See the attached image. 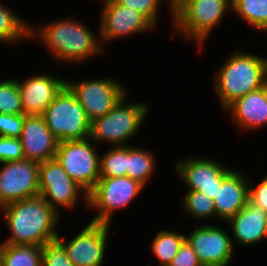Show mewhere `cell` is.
Listing matches in <instances>:
<instances>
[{
    "label": "cell",
    "mask_w": 267,
    "mask_h": 266,
    "mask_svg": "<svg viewBox=\"0 0 267 266\" xmlns=\"http://www.w3.org/2000/svg\"><path fill=\"white\" fill-rule=\"evenodd\" d=\"M37 26L30 25L29 39L43 43L55 61L65 64L84 62L91 57L99 56L105 50L100 44L99 35L93 32L78 18H61Z\"/></svg>",
    "instance_id": "obj_1"
},
{
    "label": "cell",
    "mask_w": 267,
    "mask_h": 266,
    "mask_svg": "<svg viewBox=\"0 0 267 266\" xmlns=\"http://www.w3.org/2000/svg\"><path fill=\"white\" fill-rule=\"evenodd\" d=\"M3 222L11 231L5 244L38 245L59 235L60 216L40 195L19 200L0 208Z\"/></svg>",
    "instance_id": "obj_2"
},
{
    "label": "cell",
    "mask_w": 267,
    "mask_h": 266,
    "mask_svg": "<svg viewBox=\"0 0 267 266\" xmlns=\"http://www.w3.org/2000/svg\"><path fill=\"white\" fill-rule=\"evenodd\" d=\"M213 77L223 112L237 99L267 83V57L244 51L231 52Z\"/></svg>",
    "instance_id": "obj_3"
},
{
    "label": "cell",
    "mask_w": 267,
    "mask_h": 266,
    "mask_svg": "<svg viewBox=\"0 0 267 266\" xmlns=\"http://www.w3.org/2000/svg\"><path fill=\"white\" fill-rule=\"evenodd\" d=\"M230 10L231 0H173V31L203 51L204 42Z\"/></svg>",
    "instance_id": "obj_4"
},
{
    "label": "cell",
    "mask_w": 267,
    "mask_h": 266,
    "mask_svg": "<svg viewBox=\"0 0 267 266\" xmlns=\"http://www.w3.org/2000/svg\"><path fill=\"white\" fill-rule=\"evenodd\" d=\"M127 97L128 94L104 116L91 121L89 138L94 144L106 142L112 147L130 145L128 140L141 129L150 108L145 102L128 103Z\"/></svg>",
    "instance_id": "obj_5"
},
{
    "label": "cell",
    "mask_w": 267,
    "mask_h": 266,
    "mask_svg": "<svg viewBox=\"0 0 267 266\" xmlns=\"http://www.w3.org/2000/svg\"><path fill=\"white\" fill-rule=\"evenodd\" d=\"M42 116L59 142L89 138L91 121L67 85L49 104Z\"/></svg>",
    "instance_id": "obj_6"
},
{
    "label": "cell",
    "mask_w": 267,
    "mask_h": 266,
    "mask_svg": "<svg viewBox=\"0 0 267 266\" xmlns=\"http://www.w3.org/2000/svg\"><path fill=\"white\" fill-rule=\"evenodd\" d=\"M144 188L138 180L128 176L100 177L88 194V209L97 212L90 222L110 225L113 213L129 206Z\"/></svg>",
    "instance_id": "obj_7"
},
{
    "label": "cell",
    "mask_w": 267,
    "mask_h": 266,
    "mask_svg": "<svg viewBox=\"0 0 267 266\" xmlns=\"http://www.w3.org/2000/svg\"><path fill=\"white\" fill-rule=\"evenodd\" d=\"M93 141H60L55 158L63 169L87 194L96 186L100 178V154Z\"/></svg>",
    "instance_id": "obj_8"
},
{
    "label": "cell",
    "mask_w": 267,
    "mask_h": 266,
    "mask_svg": "<svg viewBox=\"0 0 267 266\" xmlns=\"http://www.w3.org/2000/svg\"><path fill=\"white\" fill-rule=\"evenodd\" d=\"M80 193H83V203L88 207L87 192L69 177L56 158L39 163V195L60 216L58 208L74 209Z\"/></svg>",
    "instance_id": "obj_9"
},
{
    "label": "cell",
    "mask_w": 267,
    "mask_h": 266,
    "mask_svg": "<svg viewBox=\"0 0 267 266\" xmlns=\"http://www.w3.org/2000/svg\"><path fill=\"white\" fill-rule=\"evenodd\" d=\"M66 85L76 95L90 121L104 116L129 94L125 86L112 77L77 82L69 79Z\"/></svg>",
    "instance_id": "obj_10"
},
{
    "label": "cell",
    "mask_w": 267,
    "mask_h": 266,
    "mask_svg": "<svg viewBox=\"0 0 267 266\" xmlns=\"http://www.w3.org/2000/svg\"><path fill=\"white\" fill-rule=\"evenodd\" d=\"M232 169L218 160L200 156H191L178 161L174 168L175 173L188 187L187 190L201 192L213 200Z\"/></svg>",
    "instance_id": "obj_11"
},
{
    "label": "cell",
    "mask_w": 267,
    "mask_h": 266,
    "mask_svg": "<svg viewBox=\"0 0 267 266\" xmlns=\"http://www.w3.org/2000/svg\"><path fill=\"white\" fill-rule=\"evenodd\" d=\"M102 7L98 34L103 50V45L108 44L109 41L148 32L155 28L143 14L122 6L115 0H103Z\"/></svg>",
    "instance_id": "obj_12"
},
{
    "label": "cell",
    "mask_w": 267,
    "mask_h": 266,
    "mask_svg": "<svg viewBox=\"0 0 267 266\" xmlns=\"http://www.w3.org/2000/svg\"><path fill=\"white\" fill-rule=\"evenodd\" d=\"M1 164L0 208L39 195V162L24 159Z\"/></svg>",
    "instance_id": "obj_13"
},
{
    "label": "cell",
    "mask_w": 267,
    "mask_h": 266,
    "mask_svg": "<svg viewBox=\"0 0 267 266\" xmlns=\"http://www.w3.org/2000/svg\"><path fill=\"white\" fill-rule=\"evenodd\" d=\"M231 237L222 227L209 223L185 234V240L194 249L203 266H230L235 249Z\"/></svg>",
    "instance_id": "obj_14"
},
{
    "label": "cell",
    "mask_w": 267,
    "mask_h": 266,
    "mask_svg": "<svg viewBox=\"0 0 267 266\" xmlns=\"http://www.w3.org/2000/svg\"><path fill=\"white\" fill-rule=\"evenodd\" d=\"M111 225L88 222L69 242L59 234L67 256L75 266H103Z\"/></svg>",
    "instance_id": "obj_15"
},
{
    "label": "cell",
    "mask_w": 267,
    "mask_h": 266,
    "mask_svg": "<svg viewBox=\"0 0 267 266\" xmlns=\"http://www.w3.org/2000/svg\"><path fill=\"white\" fill-rule=\"evenodd\" d=\"M67 79L55 77L49 73H38L19 80L18 87L24 114L27 116L43 115L45 109L66 86Z\"/></svg>",
    "instance_id": "obj_16"
},
{
    "label": "cell",
    "mask_w": 267,
    "mask_h": 266,
    "mask_svg": "<svg viewBox=\"0 0 267 266\" xmlns=\"http://www.w3.org/2000/svg\"><path fill=\"white\" fill-rule=\"evenodd\" d=\"M20 141L25 159L39 163L55 158L59 143L49 130L42 115L26 116Z\"/></svg>",
    "instance_id": "obj_17"
},
{
    "label": "cell",
    "mask_w": 267,
    "mask_h": 266,
    "mask_svg": "<svg viewBox=\"0 0 267 266\" xmlns=\"http://www.w3.org/2000/svg\"><path fill=\"white\" fill-rule=\"evenodd\" d=\"M224 112L243 132L267 126V83L237 99Z\"/></svg>",
    "instance_id": "obj_18"
},
{
    "label": "cell",
    "mask_w": 267,
    "mask_h": 266,
    "mask_svg": "<svg viewBox=\"0 0 267 266\" xmlns=\"http://www.w3.org/2000/svg\"><path fill=\"white\" fill-rule=\"evenodd\" d=\"M249 202V178L234 170L223 180L214 198L216 219L225 223Z\"/></svg>",
    "instance_id": "obj_19"
},
{
    "label": "cell",
    "mask_w": 267,
    "mask_h": 266,
    "mask_svg": "<svg viewBox=\"0 0 267 266\" xmlns=\"http://www.w3.org/2000/svg\"><path fill=\"white\" fill-rule=\"evenodd\" d=\"M266 217L265 211L248 202L242 210L226 222L232 229L233 246L235 242L242 246H253L266 239Z\"/></svg>",
    "instance_id": "obj_20"
},
{
    "label": "cell",
    "mask_w": 267,
    "mask_h": 266,
    "mask_svg": "<svg viewBox=\"0 0 267 266\" xmlns=\"http://www.w3.org/2000/svg\"><path fill=\"white\" fill-rule=\"evenodd\" d=\"M155 154L134 145L127 146V176L138 180L144 186L152 177L155 169Z\"/></svg>",
    "instance_id": "obj_21"
},
{
    "label": "cell",
    "mask_w": 267,
    "mask_h": 266,
    "mask_svg": "<svg viewBox=\"0 0 267 266\" xmlns=\"http://www.w3.org/2000/svg\"><path fill=\"white\" fill-rule=\"evenodd\" d=\"M23 17L14 13V10L5 7L0 3V42L11 43L22 42V39H29L30 23L21 19Z\"/></svg>",
    "instance_id": "obj_22"
},
{
    "label": "cell",
    "mask_w": 267,
    "mask_h": 266,
    "mask_svg": "<svg viewBox=\"0 0 267 266\" xmlns=\"http://www.w3.org/2000/svg\"><path fill=\"white\" fill-rule=\"evenodd\" d=\"M185 241V235L177 231L162 229L157 234L151 244V251L159 261V266H169L173 258L178 253L180 246Z\"/></svg>",
    "instance_id": "obj_23"
},
{
    "label": "cell",
    "mask_w": 267,
    "mask_h": 266,
    "mask_svg": "<svg viewBox=\"0 0 267 266\" xmlns=\"http://www.w3.org/2000/svg\"><path fill=\"white\" fill-rule=\"evenodd\" d=\"M231 8L255 30L267 32V0H231Z\"/></svg>",
    "instance_id": "obj_24"
},
{
    "label": "cell",
    "mask_w": 267,
    "mask_h": 266,
    "mask_svg": "<svg viewBox=\"0 0 267 266\" xmlns=\"http://www.w3.org/2000/svg\"><path fill=\"white\" fill-rule=\"evenodd\" d=\"M42 247L5 244L2 266H42Z\"/></svg>",
    "instance_id": "obj_25"
},
{
    "label": "cell",
    "mask_w": 267,
    "mask_h": 266,
    "mask_svg": "<svg viewBox=\"0 0 267 266\" xmlns=\"http://www.w3.org/2000/svg\"><path fill=\"white\" fill-rule=\"evenodd\" d=\"M100 156V177L127 176V146L111 147Z\"/></svg>",
    "instance_id": "obj_26"
},
{
    "label": "cell",
    "mask_w": 267,
    "mask_h": 266,
    "mask_svg": "<svg viewBox=\"0 0 267 266\" xmlns=\"http://www.w3.org/2000/svg\"><path fill=\"white\" fill-rule=\"evenodd\" d=\"M186 194L182 198V206L189 217H193L196 220H204V218L216 219V210L214 200L207 195L198 192L187 190Z\"/></svg>",
    "instance_id": "obj_27"
},
{
    "label": "cell",
    "mask_w": 267,
    "mask_h": 266,
    "mask_svg": "<svg viewBox=\"0 0 267 266\" xmlns=\"http://www.w3.org/2000/svg\"><path fill=\"white\" fill-rule=\"evenodd\" d=\"M0 113L23 114L17 79L0 81Z\"/></svg>",
    "instance_id": "obj_28"
},
{
    "label": "cell",
    "mask_w": 267,
    "mask_h": 266,
    "mask_svg": "<svg viewBox=\"0 0 267 266\" xmlns=\"http://www.w3.org/2000/svg\"><path fill=\"white\" fill-rule=\"evenodd\" d=\"M122 6L129 7L130 9L136 10L143 14L155 27L158 22L159 8L162 0H115ZM168 4L167 7L170 9L171 22L173 24V0H165Z\"/></svg>",
    "instance_id": "obj_29"
},
{
    "label": "cell",
    "mask_w": 267,
    "mask_h": 266,
    "mask_svg": "<svg viewBox=\"0 0 267 266\" xmlns=\"http://www.w3.org/2000/svg\"><path fill=\"white\" fill-rule=\"evenodd\" d=\"M42 249V266H75L58 238L47 241Z\"/></svg>",
    "instance_id": "obj_30"
},
{
    "label": "cell",
    "mask_w": 267,
    "mask_h": 266,
    "mask_svg": "<svg viewBox=\"0 0 267 266\" xmlns=\"http://www.w3.org/2000/svg\"><path fill=\"white\" fill-rule=\"evenodd\" d=\"M25 159L20 138L0 136V163Z\"/></svg>",
    "instance_id": "obj_31"
},
{
    "label": "cell",
    "mask_w": 267,
    "mask_h": 266,
    "mask_svg": "<svg viewBox=\"0 0 267 266\" xmlns=\"http://www.w3.org/2000/svg\"><path fill=\"white\" fill-rule=\"evenodd\" d=\"M27 115L1 114L0 113V136L20 138L22 127Z\"/></svg>",
    "instance_id": "obj_32"
},
{
    "label": "cell",
    "mask_w": 267,
    "mask_h": 266,
    "mask_svg": "<svg viewBox=\"0 0 267 266\" xmlns=\"http://www.w3.org/2000/svg\"><path fill=\"white\" fill-rule=\"evenodd\" d=\"M169 266H203L194 249L185 240Z\"/></svg>",
    "instance_id": "obj_33"
},
{
    "label": "cell",
    "mask_w": 267,
    "mask_h": 266,
    "mask_svg": "<svg viewBox=\"0 0 267 266\" xmlns=\"http://www.w3.org/2000/svg\"><path fill=\"white\" fill-rule=\"evenodd\" d=\"M249 202L267 214V176L257 186L249 181Z\"/></svg>",
    "instance_id": "obj_34"
},
{
    "label": "cell",
    "mask_w": 267,
    "mask_h": 266,
    "mask_svg": "<svg viewBox=\"0 0 267 266\" xmlns=\"http://www.w3.org/2000/svg\"><path fill=\"white\" fill-rule=\"evenodd\" d=\"M5 242H0V266H2V257H3V251H4Z\"/></svg>",
    "instance_id": "obj_35"
},
{
    "label": "cell",
    "mask_w": 267,
    "mask_h": 266,
    "mask_svg": "<svg viewBox=\"0 0 267 266\" xmlns=\"http://www.w3.org/2000/svg\"><path fill=\"white\" fill-rule=\"evenodd\" d=\"M265 238H267V217H266V229H265ZM267 240V239H266Z\"/></svg>",
    "instance_id": "obj_36"
}]
</instances>
